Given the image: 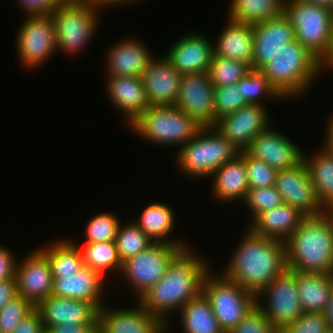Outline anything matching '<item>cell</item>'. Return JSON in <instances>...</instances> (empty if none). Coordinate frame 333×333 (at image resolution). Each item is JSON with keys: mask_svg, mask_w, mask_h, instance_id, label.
<instances>
[{"mask_svg": "<svg viewBox=\"0 0 333 333\" xmlns=\"http://www.w3.org/2000/svg\"><path fill=\"white\" fill-rule=\"evenodd\" d=\"M191 251L190 247L184 249L172 261L165 275L137 300L166 326L171 321V312L179 311L202 293L205 275L211 269L210 262L198 252Z\"/></svg>", "mask_w": 333, "mask_h": 333, "instance_id": "1", "label": "cell"}, {"mask_svg": "<svg viewBox=\"0 0 333 333\" xmlns=\"http://www.w3.org/2000/svg\"><path fill=\"white\" fill-rule=\"evenodd\" d=\"M220 271L227 279L257 295L286 269L284 242L258 236L248 228Z\"/></svg>", "mask_w": 333, "mask_h": 333, "instance_id": "2", "label": "cell"}, {"mask_svg": "<svg viewBox=\"0 0 333 333\" xmlns=\"http://www.w3.org/2000/svg\"><path fill=\"white\" fill-rule=\"evenodd\" d=\"M284 244L287 269L332 274L333 221L323 214L306 216Z\"/></svg>", "mask_w": 333, "mask_h": 333, "instance_id": "3", "label": "cell"}, {"mask_svg": "<svg viewBox=\"0 0 333 333\" xmlns=\"http://www.w3.org/2000/svg\"><path fill=\"white\" fill-rule=\"evenodd\" d=\"M260 71L284 100L305 96L320 77L319 59L295 39L280 46Z\"/></svg>", "mask_w": 333, "mask_h": 333, "instance_id": "4", "label": "cell"}, {"mask_svg": "<svg viewBox=\"0 0 333 333\" xmlns=\"http://www.w3.org/2000/svg\"><path fill=\"white\" fill-rule=\"evenodd\" d=\"M240 151L214 126L201 127L183 147L176 150L175 162L181 173L195 179L211 177L226 162L232 161Z\"/></svg>", "mask_w": 333, "mask_h": 333, "instance_id": "5", "label": "cell"}, {"mask_svg": "<svg viewBox=\"0 0 333 333\" xmlns=\"http://www.w3.org/2000/svg\"><path fill=\"white\" fill-rule=\"evenodd\" d=\"M101 9L97 0H64L51 14L57 51L73 56L84 50L98 33Z\"/></svg>", "mask_w": 333, "mask_h": 333, "instance_id": "6", "label": "cell"}, {"mask_svg": "<svg viewBox=\"0 0 333 333\" xmlns=\"http://www.w3.org/2000/svg\"><path fill=\"white\" fill-rule=\"evenodd\" d=\"M201 127L192 117L172 105L149 106L129 129L148 143L164 147L176 145L179 150L193 139Z\"/></svg>", "mask_w": 333, "mask_h": 333, "instance_id": "7", "label": "cell"}, {"mask_svg": "<svg viewBox=\"0 0 333 333\" xmlns=\"http://www.w3.org/2000/svg\"><path fill=\"white\" fill-rule=\"evenodd\" d=\"M284 15L293 27L294 39L320 60L333 36V10L300 0H285Z\"/></svg>", "mask_w": 333, "mask_h": 333, "instance_id": "8", "label": "cell"}, {"mask_svg": "<svg viewBox=\"0 0 333 333\" xmlns=\"http://www.w3.org/2000/svg\"><path fill=\"white\" fill-rule=\"evenodd\" d=\"M205 275L202 293L225 333H229L256 306V295L227 279L221 273Z\"/></svg>", "mask_w": 333, "mask_h": 333, "instance_id": "9", "label": "cell"}, {"mask_svg": "<svg viewBox=\"0 0 333 333\" xmlns=\"http://www.w3.org/2000/svg\"><path fill=\"white\" fill-rule=\"evenodd\" d=\"M189 247L154 243L147 250L122 262L121 277L136 293V301L165 275L172 261Z\"/></svg>", "mask_w": 333, "mask_h": 333, "instance_id": "10", "label": "cell"}, {"mask_svg": "<svg viewBox=\"0 0 333 333\" xmlns=\"http://www.w3.org/2000/svg\"><path fill=\"white\" fill-rule=\"evenodd\" d=\"M25 18L16 32V55L25 68L38 69L57 52L53 16L26 15Z\"/></svg>", "mask_w": 333, "mask_h": 333, "instance_id": "11", "label": "cell"}, {"mask_svg": "<svg viewBox=\"0 0 333 333\" xmlns=\"http://www.w3.org/2000/svg\"><path fill=\"white\" fill-rule=\"evenodd\" d=\"M256 299V305L278 332L303 313L296 285V273L289 269L259 292Z\"/></svg>", "mask_w": 333, "mask_h": 333, "instance_id": "12", "label": "cell"}, {"mask_svg": "<svg viewBox=\"0 0 333 333\" xmlns=\"http://www.w3.org/2000/svg\"><path fill=\"white\" fill-rule=\"evenodd\" d=\"M214 89L208 72L183 74L175 107L200 126H215Z\"/></svg>", "mask_w": 333, "mask_h": 333, "instance_id": "13", "label": "cell"}, {"mask_svg": "<svg viewBox=\"0 0 333 333\" xmlns=\"http://www.w3.org/2000/svg\"><path fill=\"white\" fill-rule=\"evenodd\" d=\"M267 108L266 105L247 104L218 119L214 127L239 151H245L261 132L271 126L270 109Z\"/></svg>", "mask_w": 333, "mask_h": 333, "instance_id": "14", "label": "cell"}, {"mask_svg": "<svg viewBox=\"0 0 333 333\" xmlns=\"http://www.w3.org/2000/svg\"><path fill=\"white\" fill-rule=\"evenodd\" d=\"M136 307L108 308L104 304L97 313L99 333H169L170 323L166 326L158 317L146 311L140 303ZM108 308V309H107Z\"/></svg>", "mask_w": 333, "mask_h": 333, "instance_id": "15", "label": "cell"}, {"mask_svg": "<svg viewBox=\"0 0 333 333\" xmlns=\"http://www.w3.org/2000/svg\"><path fill=\"white\" fill-rule=\"evenodd\" d=\"M18 296L35 308L51 295L53 275L48 258L36 248L18 261L15 274Z\"/></svg>", "mask_w": 333, "mask_h": 333, "instance_id": "16", "label": "cell"}, {"mask_svg": "<svg viewBox=\"0 0 333 333\" xmlns=\"http://www.w3.org/2000/svg\"><path fill=\"white\" fill-rule=\"evenodd\" d=\"M275 188L281 194L283 203L298 209L305 216H319L323 213L303 161L291 169L278 171Z\"/></svg>", "mask_w": 333, "mask_h": 333, "instance_id": "17", "label": "cell"}, {"mask_svg": "<svg viewBox=\"0 0 333 333\" xmlns=\"http://www.w3.org/2000/svg\"><path fill=\"white\" fill-rule=\"evenodd\" d=\"M271 127L261 132L245 151L277 171L295 167L302 161L303 150L282 131Z\"/></svg>", "mask_w": 333, "mask_h": 333, "instance_id": "18", "label": "cell"}, {"mask_svg": "<svg viewBox=\"0 0 333 333\" xmlns=\"http://www.w3.org/2000/svg\"><path fill=\"white\" fill-rule=\"evenodd\" d=\"M186 33L164 53L181 74L208 72L214 55L213 40L201 32Z\"/></svg>", "mask_w": 333, "mask_h": 333, "instance_id": "19", "label": "cell"}, {"mask_svg": "<svg viewBox=\"0 0 333 333\" xmlns=\"http://www.w3.org/2000/svg\"><path fill=\"white\" fill-rule=\"evenodd\" d=\"M182 76L164 54L155 56L141 76L150 106L175 105Z\"/></svg>", "mask_w": 333, "mask_h": 333, "instance_id": "20", "label": "cell"}, {"mask_svg": "<svg viewBox=\"0 0 333 333\" xmlns=\"http://www.w3.org/2000/svg\"><path fill=\"white\" fill-rule=\"evenodd\" d=\"M253 31L251 70H261L274 57L280 46L294 40L293 27L284 14L278 18L253 24Z\"/></svg>", "mask_w": 333, "mask_h": 333, "instance_id": "21", "label": "cell"}, {"mask_svg": "<svg viewBox=\"0 0 333 333\" xmlns=\"http://www.w3.org/2000/svg\"><path fill=\"white\" fill-rule=\"evenodd\" d=\"M105 281L98 271L84 265L78 273L53 277L51 295L83 300L99 310L105 302Z\"/></svg>", "mask_w": 333, "mask_h": 333, "instance_id": "22", "label": "cell"}, {"mask_svg": "<svg viewBox=\"0 0 333 333\" xmlns=\"http://www.w3.org/2000/svg\"><path fill=\"white\" fill-rule=\"evenodd\" d=\"M36 309L40 312L45 329L56 325L97 324L98 310L83 300L48 296Z\"/></svg>", "mask_w": 333, "mask_h": 333, "instance_id": "23", "label": "cell"}, {"mask_svg": "<svg viewBox=\"0 0 333 333\" xmlns=\"http://www.w3.org/2000/svg\"><path fill=\"white\" fill-rule=\"evenodd\" d=\"M110 47L106 54L107 76L141 77L155 57L150 48L135 37L125 38Z\"/></svg>", "mask_w": 333, "mask_h": 333, "instance_id": "24", "label": "cell"}, {"mask_svg": "<svg viewBox=\"0 0 333 333\" xmlns=\"http://www.w3.org/2000/svg\"><path fill=\"white\" fill-rule=\"evenodd\" d=\"M105 87L114 108L131 125L150 106L141 77L108 76Z\"/></svg>", "mask_w": 333, "mask_h": 333, "instance_id": "25", "label": "cell"}, {"mask_svg": "<svg viewBox=\"0 0 333 333\" xmlns=\"http://www.w3.org/2000/svg\"><path fill=\"white\" fill-rule=\"evenodd\" d=\"M211 178V191L215 200L228 204L235 201L240 203L242 200L243 203L249 191L244 151H240L236 158L219 167Z\"/></svg>", "mask_w": 333, "mask_h": 333, "instance_id": "26", "label": "cell"}, {"mask_svg": "<svg viewBox=\"0 0 333 333\" xmlns=\"http://www.w3.org/2000/svg\"><path fill=\"white\" fill-rule=\"evenodd\" d=\"M306 216L298 209L282 203L258 214L247 228L254 234L285 242Z\"/></svg>", "mask_w": 333, "mask_h": 333, "instance_id": "27", "label": "cell"}, {"mask_svg": "<svg viewBox=\"0 0 333 333\" xmlns=\"http://www.w3.org/2000/svg\"><path fill=\"white\" fill-rule=\"evenodd\" d=\"M227 23L213 43L214 54L225 59L242 61L252 67L253 24L226 20Z\"/></svg>", "mask_w": 333, "mask_h": 333, "instance_id": "28", "label": "cell"}, {"mask_svg": "<svg viewBox=\"0 0 333 333\" xmlns=\"http://www.w3.org/2000/svg\"><path fill=\"white\" fill-rule=\"evenodd\" d=\"M163 202H153L144 207L138 220H133L139 228L153 240L154 243H168L171 245H188L182 239L172 238L176 225L175 211ZM171 235V236H170Z\"/></svg>", "mask_w": 333, "mask_h": 333, "instance_id": "29", "label": "cell"}, {"mask_svg": "<svg viewBox=\"0 0 333 333\" xmlns=\"http://www.w3.org/2000/svg\"><path fill=\"white\" fill-rule=\"evenodd\" d=\"M294 272L303 312L324 313L333 290L332 274Z\"/></svg>", "mask_w": 333, "mask_h": 333, "instance_id": "30", "label": "cell"}, {"mask_svg": "<svg viewBox=\"0 0 333 333\" xmlns=\"http://www.w3.org/2000/svg\"><path fill=\"white\" fill-rule=\"evenodd\" d=\"M178 315L183 333H225L203 293L188 301Z\"/></svg>", "mask_w": 333, "mask_h": 333, "instance_id": "31", "label": "cell"}, {"mask_svg": "<svg viewBox=\"0 0 333 333\" xmlns=\"http://www.w3.org/2000/svg\"><path fill=\"white\" fill-rule=\"evenodd\" d=\"M309 156L303 151L302 161L307 167L318 202L323 207L333 198V155L321 148Z\"/></svg>", "mask_w": 333, "mask_h": 333, "instance_id": "32", "label": "cell"}, {"mask_svg": "<svg viewBox=\"0 0 333 333\" xmlns=\"http://www.w3.org/2000/svg\"><path fill=\"white\" fill-rule=\"evenodd\" d=\"M38 248L48 258L53 277L78 273L84 266L81 250L69 238L55 239L45 247Z\"/></svg>", "mask_w": 333, "mask_h": 333, "instance_id": "33", "label": "cell"}, {"mask_svg": "<svg viewBox=\"0 0 333 333\" xmlns=\"http://www.w3.org/2000/svg\"><path fill=\"white\" fill-rule=\"evenodd\" d=\"M285 0H231L228 17L232 21L256 24L284 14Z\"/></svg>", "mask_w": 333, "mask_h": 333, "instance_id": "34", "label": "cell"}, {"mask_svg": "<svg viewBox=\"0 0 333 333\" xmlns=\"http://www.w3.org/2000/svg\"><path fill=\"white\" fill-rule=\"evenodd\" d=\"M81 250L84 265L98 271L107 279L111 271H121L122 262L117 253L115 241H104L98 243H83L80 245L73 239Z\"/></svg>", "mask_w": 333, "mask_h": 333, "instance_id": "35", "label": "cell"}, {"mask_svg": "<svg viewBox=\"0 0 333 333\" xmlns=\"http://www.w3.org/2000/svg\"><path fill=\"white\" fill-rule=\"evenodd\" d=\"M240 93L247 104L265 106V100H284L270 85L266 76L260 70H251L237 82ZM278 99V100H277Z\"/></svg>", "mask_w": 333, "mask_h": 333, "instance_id": "36", "label": "cell"}, {"mask_svg": "<svg viewBox=\"0 0 333 333\" xmlns=\"http://www.w3.org/2000/svg\"><path fill=\"white\" fill-rule=\"evenodd\" d=\"M122 225L121 222L115 237L117 253L121 262L147 250L154 244L153 240L134 221L131 222L130 220L127 224Z\"/></svg>", "mask_w": 333, "mask_h": 333, "instance_id": "37", "label": "cell"}, {"mask_svg": "<svg viewBox=\"0 0 333 333\" xmlns=\"http://www.w3.org/2000/svg\"><path fill=\"white\" fill-rule=\"evenodd\" d=\"M250 71L251 67L242 61L225 59L214 54L208 74L214 87H223L237 84Z\"/></svg>", "mask_w": 333, "mask_h": 333, "instance_id": "38", "label": "cell"}, {"mask_svg": "<svg viewBox=\"0 0 333 333\" xmlns=\"http://www.w3.org/2000/svg\"><path fill=\"white\" fill-rule=\"evenodd\" d=\"M112 213H98L89 219L85 227V241L83 243H98L115 241L121 220Z\"/></svg>", "mask_w": 333, "mask_h": 333, "instance_id": "39", "label": "cell"}, {"mask_svg": "<svg viewBox=\"0 0 333 333\" xmlns=\"http://www.w3.org/2000/svg\"><path fill=\"white\" fill-rule=\"evenodd\" d=\"M245 207L252 215L251 221L260 213L280 206L283 201L275 186L249 189L244 200Z\"/></svg>", "mask_w": 333, "mask_h": 333, "instance_id": "40", "label": "cell"}, {"mask_svg": "<svg viewBox=\"0 0 333 333\" xmlns=\"http://www.w3.org/2000/svg\"><path fill=\"white\" fill-rule=\"evenodd\" d=\"M244 163L246 166L249 189H257L275 186L277 170L256 159L244 151Z\"/></svg>", "mask_w": 333, "mask_h": 333, "instance_id": "41", "label": "cell"}, {"mask_svg": "<svg viewBox=\"0 0 333 333\" xmlns=\"http://www.w3.org/2000/svg\"><path fill=\"white\" fill-rule=\"evenodd\" d=\"M245 105L247 103L244 101L237 84L215 87V124L221 117L234 113Z\"/></svg>", "mask_w": 333, "mask_h": 333, "instance_id": "42", "label": "cell"}, {"mask_svg": "<svg viewBox=\"0 0 333 333\" xmlns=\"http://www.w3.org/2000/svg\"><path fill=\"white\" fill-rule=\"evenodd\" d=\"M34 309L29 301L20 296L8 302L0 310V333H12Z\"/></svg>", "mask_w": 333, "mask_h": 333, "instance_id": "43", "label": "cell"}, {"mask_svg": "<svg viewBox=\"0 0 333 333\" xmlns=\"http://www.w3.org/2000/svg\"><path fill=\"white\" fill-rule=\"evenodd\" d=\"M327 331L329 326L324 313L303 312L279 333H326Z\"/></svg>", "mask_w": 333, "mask_h": 333, "instance_id": "44", "label": "cell"}, {"mask_svg": "<svg viewBox=\"0 0 333 333\" xmlns=\"http://www.w3.org/2000/svg\"><path fill=\"white\" fill-rule=\"evenodd\" d=\"M229 333H279L256 305Z\"/></svg>", "mask_w": 333, "mask_h": 333, "instance_id": "45", "label": "cell"}, {"mask_svg": "<svg viewBox=\"0 0 333 333\" xmlns=\"http://www.w3.org/2000/svg\"><path fill=\"white\" fill-rule=\"evenodd\" d=\"M24 15H51L64 0H15Z\"/></svg>", "mask_w": 333, "mask_h": 333, "instance_id": "46", "label": "cell"}, {"mask_svg": "<svg viewBox=\"0 0 333 333\" xmlns=\"http://www.w3.org/2000/svg\"><path fill=\"white\" fill-rule=\"evenodd\" d=\"M0 245V280L15 278L18 261L14 252Z\"/></svg>", "mask_w": 333, "mask_h": 333, "instance_id": "47", "label": "cell"}, {"mask_svg": "<svg viewBox=\"0 0 333 333\" xmlns=\"http://www.w3.org/2000/svg\"><path fill=\"white\" fill-rule=\"evenodd\" d=\"M12 333H45L40 312L35 308L17 325Z\"/></svg>", "mask_w": 333, "mask_h": 333, "instance_id": "48", "label": "cell"}, {"mask_svg": "<svg viewBox=\"0 0 333 333\" xmlns=\"http://www.w3.org/2000/svg\"><path fill=\"white\" fill-rule=\"evenodd\" d=\"M18 296L15 278L0 280V310Z\"/></svg>", "mask_w": 333, "mask_h": 333, "instance_id": "49", "label": "cell"}, {"mask_svg": "<svg viewBox=\"0 0 333 333\" xmlns=\"http://www.w3.org/2000/svg\"><path fill=\"white\" fill-rule=\"evenodd\" d=\"M97 324L89 325H70L68 323L63 325H56L49 329H45V333H96Z\"/></svg>", "mask_w": 333, "mask_h": 333, "instance_id": "50", "label": "cell"}, {"mask_svg": "<svg viewBox=\"0 0 333 333\" xmlns=\"http://www.w3.org/2000/svg\"><path fill=\"white\" fill-rule=\"evenodd\" d=\"M332 70L333 71V36L331 38L327 52L319 60V71L320 75L323 70Z\"/></svg>", "mask_w": 333, "mask_h": 333, "instance_id": "51", "label": "cell"}, {"mask_svg": "<svg viewBox=\"0 0 333 333\" xmlns=\"http://www.w3.org/2000/svg\"><path fill=\"white\" fill-rule=\"evenodd\" d=\"M326 129H325V137H324V145L321 146L325 148L329 153L333 155V114L330 116V119L327 120Z\"/></svg>", "mask_w": 333, "mask_h": 333, "instance_id": "52", "label": "cell"}, {"mask_svg": "<svg viewBox=\"0 0 333 333\" xmlns=\"http://www.w3.org/2000/svg\"><path fill=\"white\" fill-rule=\"evenodd\" d=\"M138 0H97V3L104 10L107 7H118L119 5L123 7L124 4L136 3Z\"/></svg>", "mask_w": 333, "mask_h": 333, "instance_id": "53", "label": "cell"}, {"mask_svg": "<svg viewBox=\"0 0 333 333\" xmlns=\"http://www.w3.org/2000/svg\"><path fill=\"white\" fill-rule=\"evenodd\" d=\"M324 314L327 317L329 330H333V290L331 292L330 299L328 301V306Z\"/></svg>", "mask_w": 333, "mask_h": 333, "instance_id": "54", "label": "cell"}, {"mask_svg": "<svg viewBox=\"0 0 333 333\" xmlns=\"http://www.w3.org/2000/svg\"><path fill=\"white\" fill-rule=\"evenodd\" d=\"M326 218L333 221V198L323 206V213Z\"/></svg>", "mask_w": 333, "mask_h": 333, "instance_id": "55", "label": "cell"}, {"mask_svg": "<svg viewBox=\"0 0 333 333\" xmlns=\"http://www.w3.org/2000/svg\"><path fill=\"white\" fill-rule=\"evenodd\" d=\"M300 1L313 3L319 6H325L333 10V0H300Z\"/></svg>", "mask_w": 333, "mask_h": 333, "instance_id": "56", "label": "cell"}, {"mask_svg": "<svg viewBox=\"0 0 333 333\" xmlns=\"http://www.w3.org/2000/svg\"><path fill=\"white\" fill-rule=\"evenodd\" d=\"M326 333H333V330H329V331H327Z\"/></svg>", "mask_w": 333, "mask_h": 333, "instance_id": "57", "label": "cell"}]
</instances>
